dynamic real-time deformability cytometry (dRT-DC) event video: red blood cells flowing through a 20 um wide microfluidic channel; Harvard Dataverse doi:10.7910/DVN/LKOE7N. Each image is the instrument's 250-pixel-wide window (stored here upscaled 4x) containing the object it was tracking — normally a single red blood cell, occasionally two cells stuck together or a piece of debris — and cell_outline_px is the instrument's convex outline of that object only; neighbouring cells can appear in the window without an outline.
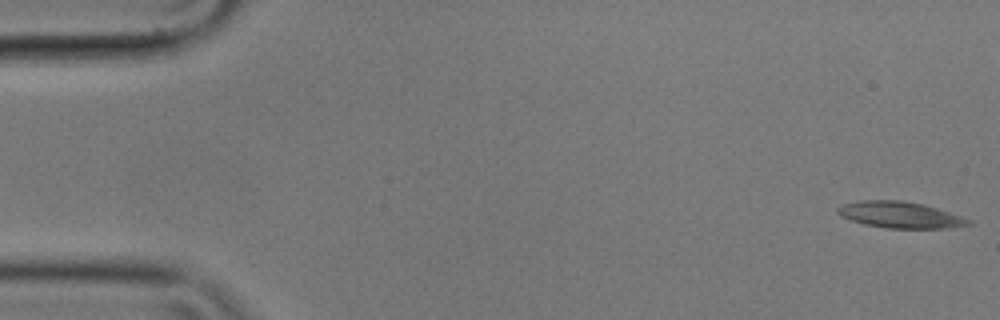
{"species": "common noctule bat (a hibernating species)", "species_latin": "Nyctalus noctula", "temperature_condition": "cold", "stored_images_in_passage": 56, "camera_frame_rate_fps": 3000, "um_per_image_px": 0.085, "animal": {"sex": "male", "body_mass_g": 17.9}, "frame": {"image": 1, "passage_image": 1, "time_ms": 0.0, "image_size_px": [1000, 320], "cell_outline_px": [[976, 224], [948, 228], [884, 228], [864, 224], [840, 216], [836, 212], [836, 208], [844, 204], [860, 200], [904, 200], [924, 204], [972, 220]], "centroid_in_image_um": [76.52, 18.26], "position_along_channel_um": 8.5, "area_um2": 20.17}}
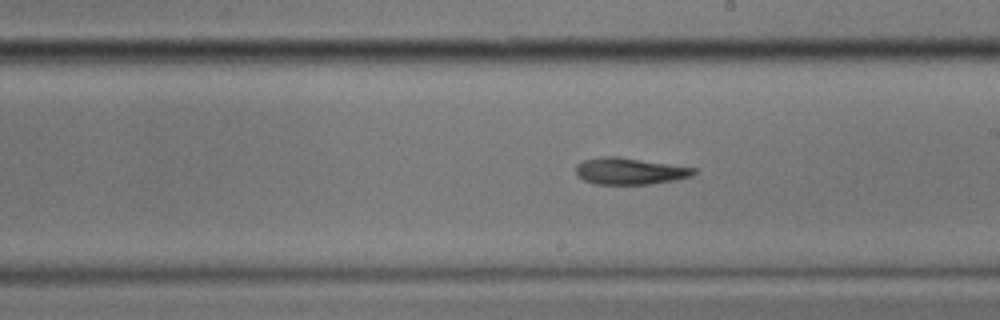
{"frame": {"image": 2, "passage_image": 31, "time_ms": 10.0, "image_size_px": [1000, 320], "cell_outline_px": [[696, 172], [692, 176], [676, 180], [652, 184], [596, 184], [584, 180], [576, 176], [576, 164], [584, 160], [600, 156], [616, 156], [696, 168]], "centroid_in_image_um": [53.51, 14.55], "position_along_channel_um": 235.5, "area_um2": 18.38}}
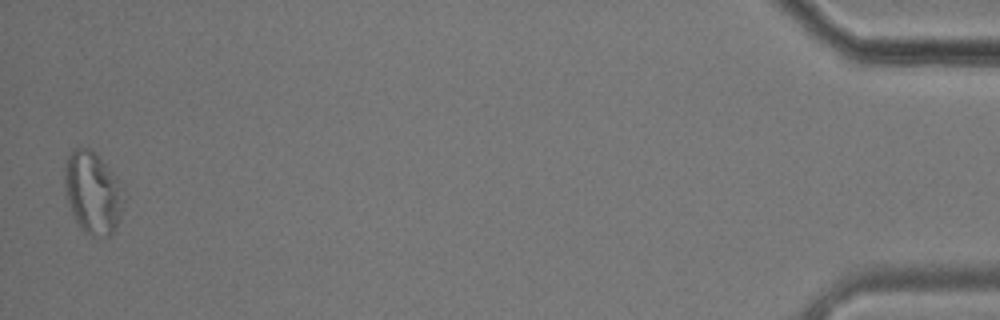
{"frame": {"image": 3, "passage_image": 55, "time_ms": 18.0, "image_size_px": [1000, 320], "cell_outline_px": [[128, 196], [120, 216], [112, 232], [108, 236], [92, 236], [84, 232], [80, 228], [72, 212], [68, 200], [64, 180], [64, 164], [72, 148], [88, 148], [116, 176], [124, 188]], "centroid_in_image_um": [7.91, 16.39], "position_along_channel_um": 427.3, "area_um2": 28.26}, "authors_computed_cell_mechanics": {"area_um2": 19.2474, "velocity_mm_per_s": 3.53, "shape_relaxation_time_tau1_ms": 5.5261, "shape_relaxation_time_tau2_ms": null, "deformation_change_tau1": 0.1441, "deformation_change_tau2": null}}